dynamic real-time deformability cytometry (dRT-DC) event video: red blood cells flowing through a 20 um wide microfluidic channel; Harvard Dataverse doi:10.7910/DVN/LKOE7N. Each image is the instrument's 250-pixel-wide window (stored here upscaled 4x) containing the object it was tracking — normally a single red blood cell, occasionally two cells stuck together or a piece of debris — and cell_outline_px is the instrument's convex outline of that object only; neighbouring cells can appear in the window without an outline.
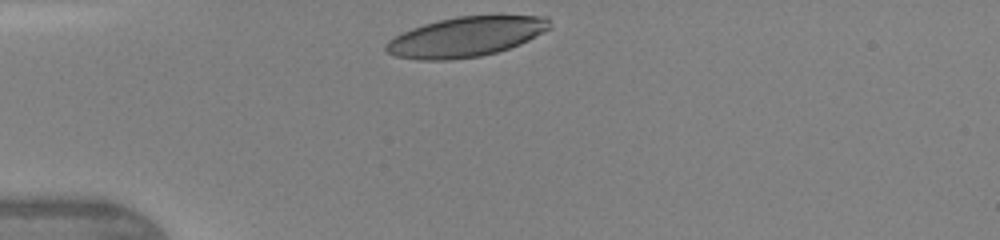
{"species": "human", "species_latin": "Homo sapiens", "temperature_condition": "warm", "stored_images_in_passage": 28, "camera_frame_rate_fps": 3000, "um_per_image_px": 0.085, "donor": {"sex": "female"}, "frame": {"image": 1, "passage_image": 1, "time_ms": 0.0, "image_size_px": [1000, 240], "cell_outline_px": [[552, 28], [520, 44], [496, 52], [480, 56], [448, 60], [416, 60], [396, 56], [388, 52], [384, 48], [388, 40], [412, 28], [424, 24], [456, 16], [548, 16]], "centroid_in_image_um": [39.61, 3.13], "position_along_channel_um": 45.4, "area_um2": 37.8}, "authors_computed_cell_mechanics": {"area_um2": 39.1017, "velocity_mm_per_s": 4.3405, "shape_relaxation_time_tau1_ms": 3.2693, "shape_relaxation_time_tau2_ms": 0.9346, "deformation_change_tau1": 0.1707, "deformation_change_tau2": 0.0674}}